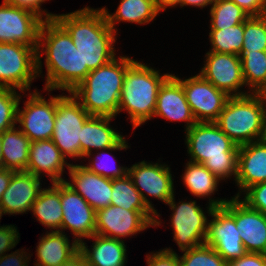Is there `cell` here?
I'll return each instance as SVG.
<instances>
[{
  "instance_id": "obj_1",
  "label": "cell",
  "mask_w": 266,
  "mask_h": 266,
  "mask_svg": "<svg viewBox=\"0 0 266 266\" xmlns=\"http://www.w3.org/2000/svg\"><path fill=\"white\" fill-rule=\"evenodd\" d=\"M41 52L46 55L47 73L44 89L49 92L57 89L70 93L90 72L88 68H82L80 52L69 33L55 19L43 21L40 28L37 50L39 76L42 73Z\"/></svg>"
},
{
  "instance_id": "obj_2",
  "label": "cell",
  "mask_w": 266,
  "mask_h": 266,
  "mask_svg": "<svg viewBox=\"0 0 266 266\" xmlns=\"http://www.w3.org/2000/svg\"><path fill=\"white\" fill-rule=\"evenodd\" d=\"M71 36L82 57V68L95 70L115 58L116 32L103 9L84 7L54 18Z\"/></svg>"
},
{
  "instance_id": "obj_3",
  "label": "cell",
  "mask_w": 266,
  "mask_h": 266,
  "mask_svg": "<svg viewBox=\"0 0 266 266\" xmlns=\"http://www.w3.org/2000/svg\"><path fill=\"white\" fill-rule=\"evenodd\" d=\"M134 61L127 56L115 57L90 71L70 93L91 116L115 118L126 70Z\"/></svg>"
},
{
  "instance_id": "obj_4",
  "label": "cell",
  "mask_w": 266,
  "mask_h": 266,
  "mask_svg": "<svg viewBox=\"0 0 266 266\" xmlns=\"http://www.w3.org/2000/svg\"><path fill=\"white\" fill-rule=\"evenodd\" d=\"M186 132L190 161L203 164L220 181L237 177V146L215 122H196Z\"/></svg>"
},
{
  "instance_id": "obj_5",
  "label": "cell",
  "mask_w": 266,
  "mask_h": 266,
  "mask_svg": "<svg viewBox=\"0 0 266 266\" xmlns=\"http://www.w3.org/2000/svg\"><path fill=\"white\" fill-rule=\"evenodd\" d=\"M170 75L160 76L159 71L138 61L127 68L118 113L128 112L133 129L154 116L159 89Z\"/></svg>"
},
{
  "instance_id": "obj_6",
  "label": "cell",
  "mask_w": 266,
  "mask_h": 266,
  "mask_svg": "<svg viewBox=\"0 0 266 266\" xmlns=\"http://www.w3.org/2000/svg\"><path fill=\"white\" fill-rule=\"evenodd\" d=\"M266 95L230 96L215 123L237 146L261 140Z\"/></svg>"
},
{
  "instance_id": "obj_7",
  "label": "cell",
  "mask_w": 266,
  "mask_h": 266,
  "mask_svg": "<svg viewBox=\"0 0 266 266\" xmlns=\"http://www.w3.org/2000/svg\"><path fill=\"white\" fill-rule=\"evenodd\" d=\"M70 96H57L54 133L51 140L65 158L81 159L82 126L91 116L81 104Z\"/></svg>"
},
{
  "instance_id": "obj_8",
  "label": "cell",
  "mask_w": 266,
  "mask_h": 266,
  "mask_svg": "<svg viewBox=\"0 0 266 266\" xmlns=\"http://www.w3.org/2000/svg\"><path fill=\"white\" fill-rule=\"evenodd\" d=\"M211 199L207 211L213 219L208 222L205 244L211 246L228 263L242 257L247 251L234 217L223 207L228 199Z\"/></svg>"
},
{
  "instance_id": "obj_9",
  "label": "cell",
  "mask_w": 266,
  "mask_h": 266,
  "mask_svg": "<svg viewBox=\"0 0 266 266\" xmlns=\"http://www.w3.org/2000/svg\"><path fill=\"white\" fill-rule=\"evenodd\" d=\"M37 50L18 43H0V87L30 90L37 73Z\"/></svg>"
},
{
  "instance_id": "obj_10",
  "label": "cell",
  "mask_w": 266,
  "mask_h": 266,
  "mask_svg": "<svg viewBox=\"0 0 266 266\" xmlns=\"http://www.w3.org/2000/svg\"><path fill=\"white\" fill-rule=\"evenodd\" d=\"M167 205L173 210L171 216L173 239L179 249L185 251L205 244L209 220L196 201H179L176 205L173 195Z\"/></svg>"
},
{
  "instance_id": "obj_11",
  "label": "cell",
  "mask_w": 266,
  "mask_h": 266,
  "mask_svg": "<svg viewBox=\"0 0 266 266\" xmlns=\"http://www.w3.org/2000/svg\"><path fill=\"white\" fill-rule=\"evenodd\" d=\"M127 174L131 177L135 188L140 192L144 203L155 213L153 227L160 226V214H158L157 210H155L145 195L153 196L154 198L163 201L165 204L168 203L174 195L170 167L166 164L147 163V161L143 160L128 168ZM143 191L147 194H144Z\"/></svg>"
},
{
  "instance_id": "obj_12",
  "label": "cell",
  "mask_w": 266,
  "mask_h": 266,
  "mask_svg": "<svg viewBox=\"0 0 266 266\" xmlns=\"http://www.w3.org/2000/svg\"><path fill=\"white\" fill-rule=\"evenodd\" d=\"M37 90L29 93V98L21 110L17 108L18 128L33 141L50 140L54 133L57 96L47 101Z\"/></svg>"
},
{
  "instance_id": "obj_13",
  "label": "cell",
  "mask_w": 266,
  "mask_h": 266,
  "mask_svg": "<svg viewBox=\"0 0 266 266\" xmlns=\"http://www.w3.org/2000/svg\"><path fill=\"white\" fill-rule=\"evenodd\" d=\"M186 100L197 122H215L229 99L223 90L217 89L199 73L188 79H180Z\"/></svg>"
},
{
  "instance_id": "obj_14",
  "label": "cell",
  "mask_w": 266,
  "mask_h": 266,
  "mask_svg": "<svg viewBox=\"0 0 266 266\" xmlns=\"http://www.w3.org/2000/svg\"><path fill=\"white\" fill-rule=\"evenodd\" d=\"M42 22L36 14L3 1L0 5V43H18L38 48Z\"/></svg>"
},
{
  "instance_id": "obj_15",
  "label": "cell",
  "mask_w": 266,
  "mask_h": 266,
  "mask_svg": "<svg viewBox=\"0 0 266 266\" xmlns=\"http://www.w3.org/2000/svg\"><path fill=\"white\" fill-rule=\"evenodd\" d=\"M241 192L223 207L234 217L246 251L266 254V215L239 200Z\"/></svg>"
},
{
  "instance_id": "obj_16",
  "label": "cell",
  "mask_w": 266,
  "mask_h": 266,
  "mask_svg": "<svg viewBox=\"0 0 266 266\" xmlns=\"http://www.w3.org/2000/svg\"><path fill=\"white\" fill-rule=\"evenodd\" d=\"M205 57L206 64L199 73L204 79L229 96L249 94L248 91H239L240 87L245 86L239 55L208 51Z\"/></svg>"
},
{
  "instance_id": "obj_17",
  "label": "cell",
  "mask_w": 266,
  "mask_h": 266,
  "mask_svg": "<svg viewBox=\"0 0 266 266\" xmlns=\"http://www.w3.org/2000/svg\"><path fill=\"white\" fill-rule=\"evenodd\" d=\"M154 224L138 210L109 205L96 211L95 234L121 240ZM121 237V239H120Z\"/></svg>"
},
{
  "instance_id": "obj_18",
  "label": "cell",
  "mask_w": 266,
  "mask_h": 266,
  "mask_svg": "<svg viewBox=\"0 0 266 266\" xmlns=\"http://www.w3.org/2000/svg\"><path fill=\"white\" fill-rule=\"evenodd\" d=\"M61 207L63 211L61 232L63 229L71 230L78 243L83 237L87 239L95 234L96 211L67 184L66 180L61 181Z\"/></svg>"
},
{
  "instance_id": "obj_19",
  "label": "cell",
  "mask_w": 266,
  "mask_h": 266,
  "mask_svg": "<svg viewBox=\"0 0 266 266\" xmlns=\"http://www.w3.org/2000/svg\"><path fill=\"white\" fill-rule=\"evenodd\" d=\"M40 179L26 171L14 172L0 200V219L4 214H22L30 211L42 190Z\"/></svg>"
},
{
  "instance_id": "obj_20",
  "label": "cell",
  "mask_w": 266,
  "mask_h": 266,
  "mask_svg": "<svg viewBox=\"0 0 266 266\" xmlns=\"http://www.w3.org/2000/svg\"><path fill=\"white\" fill-rule=\"evenodd\" d=\"M113 118L106 116H90L82 126L81 158L90 157L96 150H124L129 146L120 133L112 129L110 122Z\"/></svg>"
},
{
  "instance_id": "obj_21",
  "label": "cell",
  "mask_w": 266,
  "mask_h": 266,
  "mask_svg": "<svg viewBox=\"0 0 266 266\" xmlns=\"http://www.w3.org/2000/svg\"><path fill=\"white\" fill-rule=\"evenodd\" d=\"M161 117L172 121H185L186 131L197 121L195 120L181 82L171 74L161 85L153 117Z\"/></svg>"
},
{
  "instance_id": "obj_22",
  "label": "cell",
  "mask_w": 266,
  "mask_h": 266,
  "mask_svg": "<svg viewBox=\"0 0 266 266\" xmlns=\"http://www.w3.org/2000/svg\"><path fill=\"white\" fill-rule=\"evenodd\" d=\"M67 169L71 176L70 180H72L66 181L67 184L79 193L95 211L110 205L112 179L90 172L83 165L71 164Z\"/></svg>"
},
{
  "instance_id": "obj_23",
  "label": "cell",
  "mask_w": 266,
  "mask_h": 266,
  "mask_svg": "<svg viewBox=\"0 0 266 266\" xmlns=\"http://www.w3.org/2000/svg\"><path fill=\"white\" fill-rule=\"evenodd\" d=\"M66 158L61 154L59 148L50 140L33 141L30 143L29 160L26 172L36 177L46 173L52 183L64 181L61 177L64 167H70ZM42 174V175H41Z\"/></svg>"
},
{
  "instance_id": "obj_24",
  "label": "cell",
  "mask_w": 266,
  "mask_h": 266,
  "mask_svg": "<svg viewBox=\"0 0 266 266\" xmlns=\"http://www.w3.org/2000/svg\"><path fill=\"white\" fill-rule=\"evenodd\" d=\"M235 183L243 192L250 186L266 182V143L253 141L239 146Z\"/></svg>"
},
{
  "instance_id": "obj_25",
  "label": "cell",
  "mask_w": 266,
  "mask_h": 266,
  "mask_svg": "<svg viewBox=\"0 0 266 266\" xmlns=\"http://www.w3.org/2000/svg\"><path fill=\"white\" fill-rule=\"evenodd\" d=\"M91 238L95 240L91 250L85 242L79 243V251L85 257L87 266H125L127 250L124 240L98 234L92 235Z\"/></svg>"
},
{
  "instance_id": "obj_26",
  "label": "cell",
  "mask_w": 266,
  "mask_h": 266,
  "mask_svg": "<svg viewBox=\"0 0 266 266\" xmlns=\"http://www.w3.org/2000/svg\"><path fill=\"white\" fill-rule=\"evenodd\" d=\"M65 232L51 231L43 236L36 249L35 266H58L69 260L79 251V243L70 241Z\"/></svg>"
},
{
  "instance_id": "obj_27",
  "label": "cell",
  "mask_w": 266,
  "mask_h": 266,
  "mask_svg": "<svg viewBox=\"0 0 266 266\" xmlns=\"http://www.w3.org/2000/svg\"><path fill=\"white\" fill-rule=\"evenodd\" d=\"M37 220L45 227L60 231L63 220L61 207V181L52 183L47 189H42L33 203L31 210ZM57 229V230H55Z\"/></svg>"
},
{
  "instance_id": "obj_28",
  "label": "cell",
  "mask_w": 266,
  "mask_h": 266,
  "mask_svg": "<svg viewBox=\"0 0 266 266\" xmlns=\"http://www.w3.org/2000/svg\"><path fill=\"white\" fill-rule=\"evenodd\" d=\"M4 169L26 171L29 160L30 139L14 126L1 135Z\"/></svg>"
},
{
  "instance_id": "obj_29",
  "label": "cell",
  "mask_w": 266,
  "mask_h": 266,
  "mask_svg": "<svg viewBox=\"0 0 266 266\" xmlns=\"http://www.w3.org/2000/svg\"><path fill=\"white\" fill-rule=\"evenodd\" d=\"M120 2L114 14H110L105 7L102 8L108 25L114 32H117L115 25L120 21L146 24L155 19L160 12L156 0H121Z\"/></svg>"
},
{
  "instance_id": "obj_30",
  "label": "cell",
  "mask_w": 266,
  "mask_h": 266,
  "mask_svg": "<svg viewBox=\"0 0 266 266\" xmlns=\"http://www.w3.org/2000/svg\"><path fill=\"white\" fill-rule=\"evenodd\" d=\"M110 205L119 206L126 210H138L154 224L155 213L144 203L140 192L135 188L128 174L122 178L112 179Z\"/></svg>"
},
{
  "instance_id": "obj_31",
  "label": "cell",
  "mask_w": 266,
  "mask_h": 266,
  "mask_svg": "<svg viewBox=\"0 0 266 266\" xmlns=\"http://www.w3.org/2000/svg\"><path fill=\"white\" fill-rule=\"evenodd\" d=\"M182 179L186 188L196 197H209L217 191L219 179L203 164L187 162Z\"/></svg>"
},
{
  "instance_id": "obj_32",
  "label": "cell",
  "mask_w": 266,
  "mask_h": 266,
  "mask_svg": "<svg viewBox=\"0 0 266 266\" xmlns=\"http://www.w3.org/2000/svg\"><path fill=\"white\" fill-rule=\"evenodd\" d=\"M242 72L249 93L266 95V51L241 52Z\"/></svg>"
},
{
  "instance_id": "obj_33",
  "label": "cell",
  "mask_w": 266,
  "mask_h": 266,
  "mask_svg": "<svg viewBox=\"0 0 266 266\" xmlns=\"http://www.w3.org/2000/svg\"><path fill=\"white\" fill-rule=\"evenodd\" d=\"M211 50L217 53L239 55L243 45L244 22L222 29H210Z\"/></svg>"
},
{
  "instance_id": "obj_34",
  "label": "cell",
  "mask_w": 266,
  "mask_h": 266,
  "mask_svg": "<svg viewBox=\"0 0 266 266\" xmlns=\"http://www.w3.org/2000/svg\"><path fill=\"white\" fill-rule=\"evenodd\" d=\"M210 29H222L245 22L250 15L231 0H216L211 8Z\"/></svg>"
},
{
  "instance_id": "obj_35",
  "label": "cell",
  "mask_w": 266,
  "mask_h": 266,
  "mask_svg": "<svg viewBox=\"0 0 266 266\" xmlns=\"http://www.w3.org/2000/svg\"><path fill=\"white\" fill-rule=\"evenodd\" d=\"M266 51V15L250 16L244 22L241 52Z\"/></svg>"
},
{
  "instance_id": "obj_36",
  "label": "cell",
  "mask_w": 266,
  "mask_h": 266,
  "mask_svg": "<svg viewBox=\"0 0 266 266\" xmlns=\"http://www.w3.org/2000/svg\"><path fill=\"white\" fill-rule=\"evenodd\" d=\"M182 252L184 254L178 256L181 266H227V262L206 244Z\"/></svg>"
},
{
  "instance_id": "obj_37",
  "label": "cell",
  "mask_w": 266,
  "mask_h": 266,
  "mask_svg": "<svg viewBox=\"0 0 266 266\" xmlns=\"http://www.w3.org/2000/svg\"><path fill=\"white\" fill-rule=\"evenodd\" d=\"M16 89L0 87V135L16 126L17 108L21 95Z\"/></svg>"
},
{
  "instance_id": "obj_38",
  "label": "cell",
  "mask_w": 266,
  "mask_h": 266,
  "mask_svg": "<svg viewBox=\"0 0 266 266\" xmlns=\"http://www.w3.org/2000/svg\"><path fill=\"white\" fill-rule=\"evenodd\" d=\"M103 152L104 151L102 150V153H101V151H100V153L99 152L96 153L97 155L92 160L93 162L91 161V163L89 162V165L87 164V165H83V166L85 168H87L90 172L96 173V174H98L100 176H103V177H106V178H109V179H117V178L124 177L128 173V168L127 167H122V166L120 167V166H117V165H116V167H113L114 164L112 163V161H111L112 164L109 165L110 162L107 161L106 159H105V162L102 161L104 158L108 159V157H110L109 155H106L105 153L103 154ZM104 155H106L108 157H106ZM101 157L103 159H101Z\"/></svg>"
},
{
  "instance_id": "obj_39",
  "label": "cell",
  "mask_w": 266,
  "mask_h": 266,
  "mask_svg": "<svg viewBox=\"0 0 266 266\" xmlns=\"http://www.w3.org/2000/svg\"><path fill=\"white\" fill-rule=\"evenodd\" d=\"M244 192L246 195L241 200L266 215V182L250 186Z\"/></svg>"
},
{
  "instance_id": "obj_40",
  "label": "cell",
  "mask_w": 266,
  "mask_h": 266,
  "mask_svg": "<svg viewBox=\"0 0 266 266\" xmlns=\"http://www.w3.org/2000/svg\"><path fill=\"white\" fill-rule=\"evenodd\" d=\"M146 258L148 266H181L178 254L171 248H165L156 253L152 252Z\"/></svg>"
},
{
  "instance_id": "obj_41",
  "label": "cell",
  "mask_w": 266,
  "mask_h": 266,
  "mask_svg": "<svg viewBox=\"0 0 266 266\" xmlns=\"http://www.w3.org/2000/svg\"><path fill=\"white\" fill-rule=\"evenodd\" d=\"M3 1L11 6L28 10L39 16L43 21L53 20L56 15L52 13H47L46 10L43 11L41 10V4L45 3L48 0H3Z\"/></svg>"
},
{
  "instance_id": "obj_42",
  "label": "cell",
  "mask_w": 266,
  "mask_h": 266,
  "mask_svg": "<svg viewBox=\"0 0 266 266\" xmlns=\"http://www.w3.org/2000/svg\"><path fill=\"white\" fill-rule=\"evenodd\" d=\"M19 235L14 225L0 226V257L18 244Z\"/></svg>"
},
{
  "instance_id": "obj_43",
  "label": "cell",
  "mask_w": 266,
  "mask_h": 266,
  "mask_svg": "<svg viewBox=\"0 0 266 266\" xmlns=\"http://www.w3.org/2000/svg\"><path fill=\"white\" fill-rule=\"evenodd\" d=\"M227 266H266V254L247 252L242 257L229 261Z\"/></svg>"
},
{
  "instance_id": "obj_44",
  "label": "cell",
  "mask_w": 266,
  "mask_h": 266,
  "mask_svg": "<svg viewBox=\"0 0 266 266\" xmlns=\"http://www.w3.org/2000/svg\"><path fill=\"white\" fill-rule=\"evenodd\" d=\"M26 253L23 250H16L14 253L7 255L5 253L0 257V266H28L30 258Z\"/></svg>"
},
{
  "instance_id": "obj_45",
  "label": "cell",
  "mask_w": 266,
  "mask_h": 266,
  "mask_svg": "<svg viewBox=\"0 0 266 266\" xmlns=\"http://www.w3.org/2000/svg\"><path fill=\"white\" fill-rule=\"evenodd\" d=\"M250 16H263L262 0H231Z\"/></svg>"
},
{
  "instance_id": "obj_46",
  "label": "cell",
  "mask_w": 266,
  "mask_h": 266,
  "mask_svg": "<svg viewBox=\"0 0 266 266\" xmlns=\"http://www.w3.org/2000/svg\"><path fill=\"white\" fill-rule=\"evenodd\" d=\"M15 171L9 169L0 170V200L4 191L8 188L11 177Z\"/></svg>"
},
{
  "instance_id": "obj_47",
  "label": "cell",
  "mask_w": 266,
  "mask_h": 266,
  "mask_svg": "<svg viewBox=\"0 0 266 266\" xmlns=\"http://www.w3.org/2000/svg\"><path fill=\"white\" fill-rule=\"evenodd\" d=\"M58 266H87V264H86V260L83 254L80 251H78L69 260H67L66 262H63L62 264Z\"/></svg>"
},
{
  "instance_id": "obj_48",
  "label": "cell",
  "mask_w": 266,
  "mask_h": 266,
  "mask_svg": "<svg viewBox=\"0 0 266 266\" xmlns=\"http://www.w3.org/2000/svg\"><path fill=\"white\" fill-rule=\"evenodd\" d=\"M216 0H180L179 5L181 7L192 5L200 8H204L205 6L212 5Z\"/></svg>"
},
{
  "instance_id": "obj_49",
  "label": "cell",
  "mask_w": 266,
  "mask_h": 266,
  "mask_svg": "<svg viewBox=\"0 0 266 266\" xmlns=\"http://www.w3.org/2000/svg\"><path fill=\"white\" fill-rule=\"evenodd\" d=\"M180 0H156L159 11H165L168 7H176Z\"/></svg>"
},
{
  "instance_id": "obj_50",
  "label": "cell",
  "mask_w": 266,
  "mask_h": 266,
  "mask_svg": "<svg viewBox=\"0 0 266 266\" xmlns=\"http://www.w3.org/2000/svg\"><path fill=\"white\" fill-rule=\"evenodd\" d=\"M261 140L266 143V109L264 111L263 135Z\"/></svg>"
},
{
  "instance_id": "obj_51",
  "label": "cell",
  "mask_w": 266,
  "mask_h": 266,
  "mask_svg": "<svg viewBox=\"0 0 266 266\" xmlns=\"http://www.w3.org/2000/svg\"><path fill=\"white\" fill-rule=\"evenodd\" d=\"M1 169H4V163H3V155H2L1 136H0V170Z\"/></svg>"
},
{
  "instance_id": "obj_52",
  "label": "cell",
  "mask_w": 266,
  "mask_h": 266,
  "mask_svg": "<svg viewBox=\"0 0 266 266\" xmlns=\"http://www.w3.org/2000/svg\"><path fill=\"white\" fill-rule=\"evenodd\" d=\"M263 3V15H266V0H262Z\"/></svg>"
}]
</instances>
